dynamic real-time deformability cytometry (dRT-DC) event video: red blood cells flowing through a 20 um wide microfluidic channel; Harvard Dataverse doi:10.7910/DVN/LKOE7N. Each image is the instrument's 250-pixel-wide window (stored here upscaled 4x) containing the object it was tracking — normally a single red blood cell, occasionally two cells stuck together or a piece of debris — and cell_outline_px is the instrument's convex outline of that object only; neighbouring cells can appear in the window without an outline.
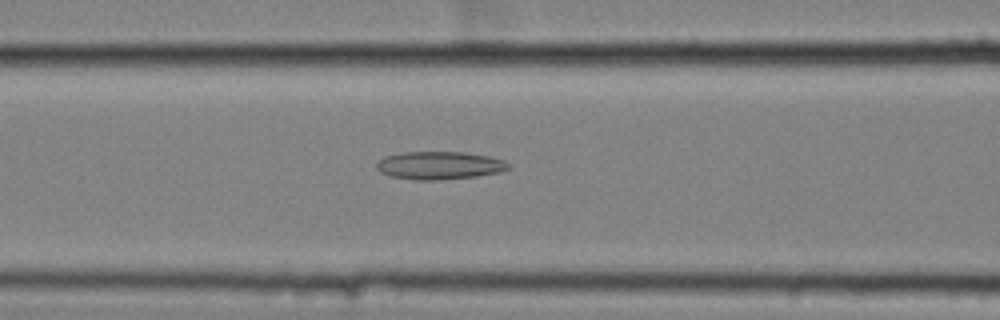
{"species": "common noctule bat (a hibernating species)", "species_latin": "Nyctalus noctula", "temperature_condition": "cold", "stored_images_in_passage": 43, "camera_frame_rate_fps": 3000, "um_per_image_px": 0.085, "animal": {"sex": "female", "body_mass_g": 25.1}, "frame": {"image": 1, "passage_image": 10, "time_ms": 3.0, "image_size_px": [1000, 320], "cell_outline_px": [[512, 168], [500, 172], [476, 176], [432, 180], [416, 180], [388, 176], [380, 172], [376, 168], [376, 164], [384, 156], [404, 152], [464, 152], [488, 156], [504, 160], [512, 164]], "centroid_in_image_um": [37.37, 14.06], "position_along_channel_um": 129.2, "area_um2": 21.56}}
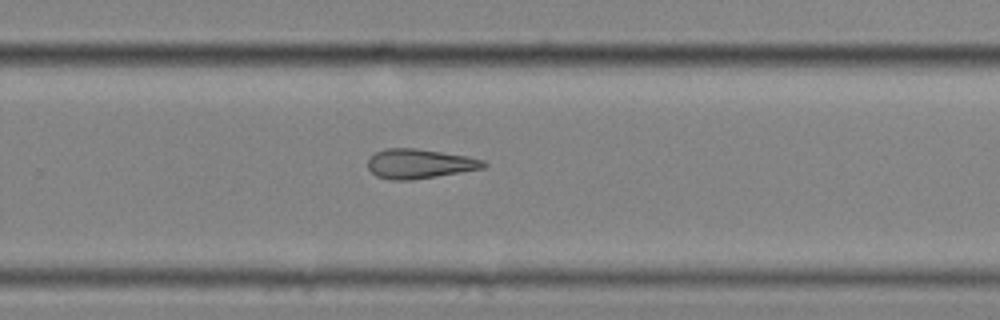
{"frame": {"image": 2, "passage_image": 24, "time_ms": 7.667, "image_size_px": [1000, 320], "cell_outline_px": [[488, 164], [484, 168], [412, 180], [388, 180], [376, 176], [368, 168], [368, 160], [376, 152], [384, 148], [416, 148], [464, 156], [484, 160]], "centroid_in_image_um": [35.62, 13.92], "position_along_channel_um": 294.2, "area_um2": 19.77}}
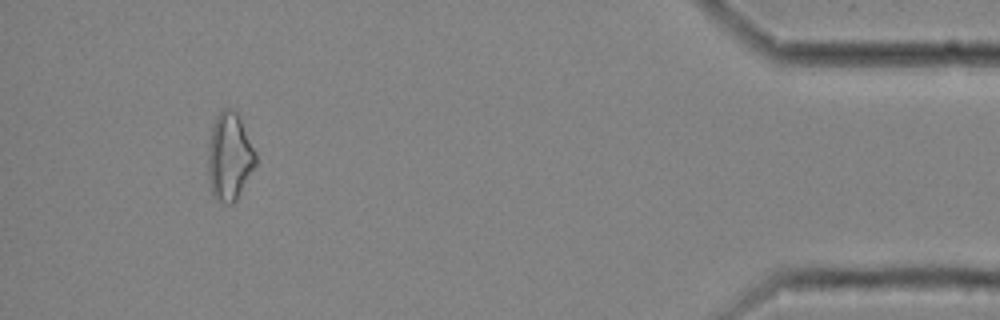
{"frame": {"image": 3, "passage_image": 39, "time_ms": 12.667, "image_size_px": [1000, 320], "cell_outline_px": [[256, 164], [236, 200], [232, 204], [224, 204], [216, 200], [212, 196], [208, 180], [208, 148], [212, 124], [216, 116], [224, 108], [232, 108], [236, 112], [256, 152]], "centroid_in_image_um": [19.48, 13.35], "position_along_channel_um": 415.7, "area_um2": 24.39}}